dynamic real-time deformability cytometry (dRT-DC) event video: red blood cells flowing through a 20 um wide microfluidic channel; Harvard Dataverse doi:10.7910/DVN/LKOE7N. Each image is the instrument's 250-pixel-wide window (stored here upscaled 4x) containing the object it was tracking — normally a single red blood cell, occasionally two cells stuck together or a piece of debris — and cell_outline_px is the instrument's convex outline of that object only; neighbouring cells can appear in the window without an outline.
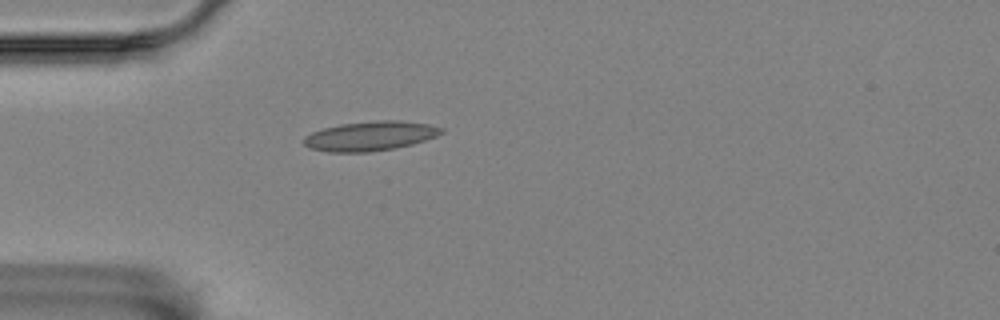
{"species": "Egyptian fruit bat (a non-hibernating species)", "species_latin": "Rousettus aegyptiacus", "temperature_condition": "room temperature", "stored_images_in_passage": 1, "camera_frame_rate_fps": 3000, "um_per_image_px": 0.085, "animal": {"sex": "female"}, "frame": {"image": 1, "passage_image": 1, "time_ms": 0.0, "image_size_px": [1000, 320], "cell_outline_px": [[444, 132], [436, 136], [412, 144], [396, 148], [368, 152], [328, 152], [308, 148], [300, 140], [304, 136], [312, 132], [324, 128], [340, 124], [376, 120], [400, 120], [428, 124], [444, 128]], "centroid_in_image_um": [31.43, 11.56], "position_along_channel_um": 53.6, "area_um2": 23.81}}